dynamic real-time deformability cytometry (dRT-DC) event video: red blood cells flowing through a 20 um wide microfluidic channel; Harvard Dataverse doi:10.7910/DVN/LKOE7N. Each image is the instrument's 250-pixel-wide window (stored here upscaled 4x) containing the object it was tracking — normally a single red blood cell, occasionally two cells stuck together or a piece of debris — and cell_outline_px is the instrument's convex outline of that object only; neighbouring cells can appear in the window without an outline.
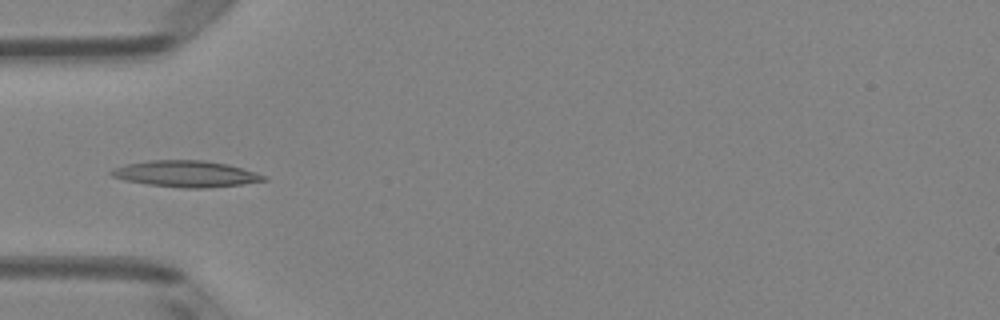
{"species": "Egyptian fruit bat (a non-hibernating species)", "species_latin": "Rousettus aegyptiacus", "temperature_condition": "room temperature", "stored_images_in_passage": 5, "camera_frame_rate_fps": 3000, "um_per_image_px": 0.085, "animal": {"sex": "female"}, "frame": {"image": 1, "passage_image": 5, "time_ms": 1.333, "image_size_px": [1000, 320], "cell_outline_px": [[268, 180], [240, 184], [208, 188], [184, 188], [148, 184], [124, 180], [112, 176], [108, 172], [112, 168], [128, 164], [148, 160], [204, 160], [228, 164], [256, 172], [268, 176]], "centroid_in_image_um": [15.82, 14.77], "position_along_channel_um": 69.2, "area_um2": 23.41}}